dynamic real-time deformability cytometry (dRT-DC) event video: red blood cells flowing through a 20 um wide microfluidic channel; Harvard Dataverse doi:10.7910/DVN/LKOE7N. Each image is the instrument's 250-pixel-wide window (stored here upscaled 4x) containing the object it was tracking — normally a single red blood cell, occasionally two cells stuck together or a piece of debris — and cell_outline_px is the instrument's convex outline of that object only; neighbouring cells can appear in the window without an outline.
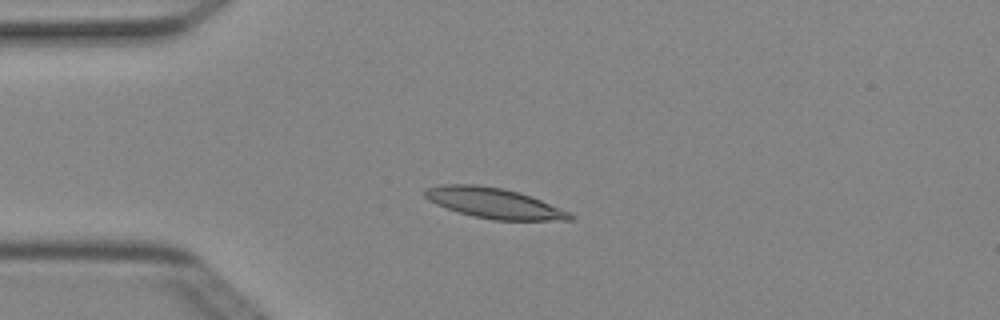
{"species": "Egyptian fruit bat (a non-hibernating species)", "species_latin": "Rousettus aegyptiacus", "temperature_condition": "cold", "stored_images_in_passage": 6, "camera_frame_rate_fps": 3000, "um_per_image_px": 0.085, "animal": {"sex": "female"}, "frame": {"image": 1, "passage_image": 3, "time_ms": 0.667, "image_size_px": [1000, 320], "cell_outline_px": [[576, 216], [572, 220], [492, 220], [460, 212], [436, 204], [428, 200], [424, 196], [424, 192], [428, 188], [440, 184], [476, 184], [500, 188], [520, 192], [532, 196], [572, 212]], "centroid_in_image_um": [42.06, 17.26], "position_along_channel_um": 42.9, "area_um2": 25.72}}
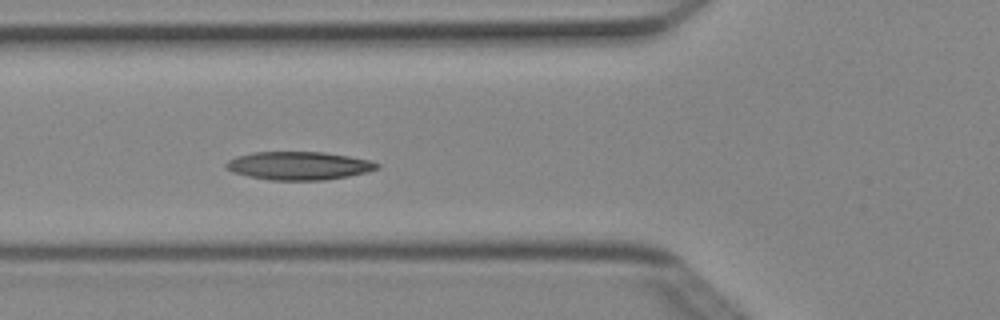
{"frame": {"image": 2, "passage_image": 5, "time_ms": 1.333, "image_size_px": [1000, 320], "cell_outline_px": [[380, 168], [368, 172], [348, 176], [324, 180], [268, 180], [248, 176], [232, 172], [224, 168], [224, 164], [228, 160], [236, 156], [252, 152], [324, 152], [348, 156], [368, 160], [380, 164]], "centroid_in_image_um": [25.36, 14.09], "position_along_channel_um": 100.4, "area_um2": 24.97}}
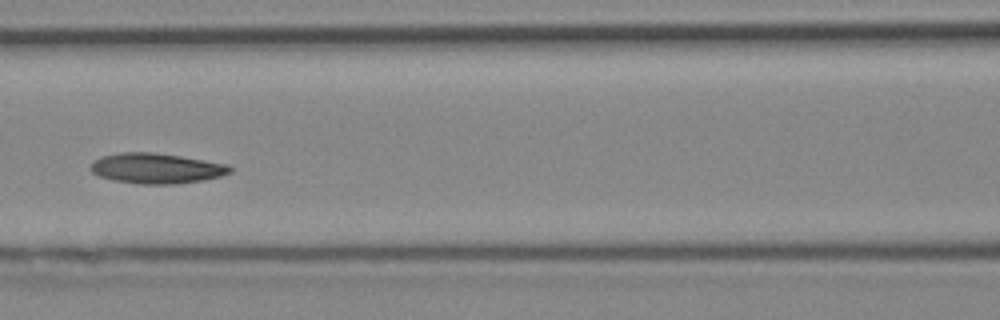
{"frame": {"image": 3, "passage_image": 6, "time_ms": 1.667, "image_size_px": [1000, 320], "cell_outline_px": [[232, 172], [220, 176], [204, 180], [176, 184], [140, 184], [112, 180], [100, 176], [92, 172], [88, 168], [100, 156], [120, 152], [152, 152], [180, 156], [228, 164], [232, 168]], "centroid_in_image_um": [13.29, 14.31], "position_along_channel_um": 153.3, "area_um2": 24.68}}